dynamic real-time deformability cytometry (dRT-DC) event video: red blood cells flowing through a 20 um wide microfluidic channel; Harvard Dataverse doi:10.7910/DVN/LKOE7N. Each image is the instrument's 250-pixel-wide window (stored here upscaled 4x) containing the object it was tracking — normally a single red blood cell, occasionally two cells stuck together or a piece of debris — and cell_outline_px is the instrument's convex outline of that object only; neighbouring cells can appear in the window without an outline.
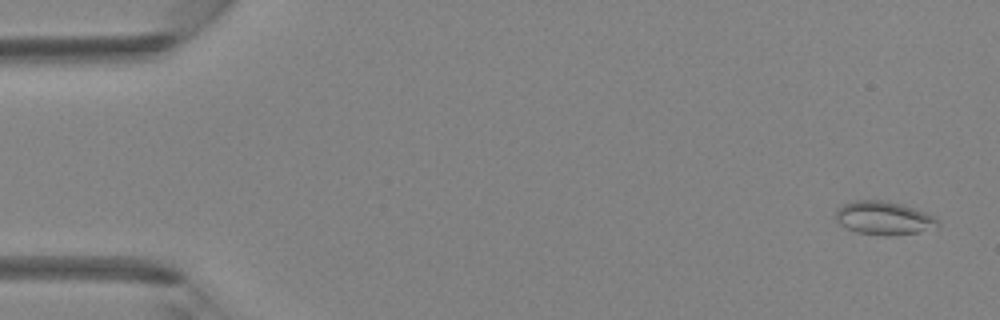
{"species": "Egyptian fruit bat (a non-hibernating species)", "species_latin": "Rousettus aegyptiacus", "temperature_condition": "room temperature", "stored_images_in_passage": 44, "camera_frame_rate_fps": 3000, "um_per_image_px": 0.085, "animal": {"sex": "female"}, "frame": {"image": 1, "passage_image": 2, "time_ms": 0.333, "image_size_px": [1000, 320], "cell_outline_px": [[940, 224], [936, 228], [916, 232], [888, 236], [856, 232], [840, 224], [836, 220], [836, 212], [844, 204], [852, 200], [884, 200], [900, 204], [924, 212], [940, 220]], "centroid_in_image_um": [75.13, 18.53], "position_along_channel_um": 9.9, "area_um2": 19.65}}
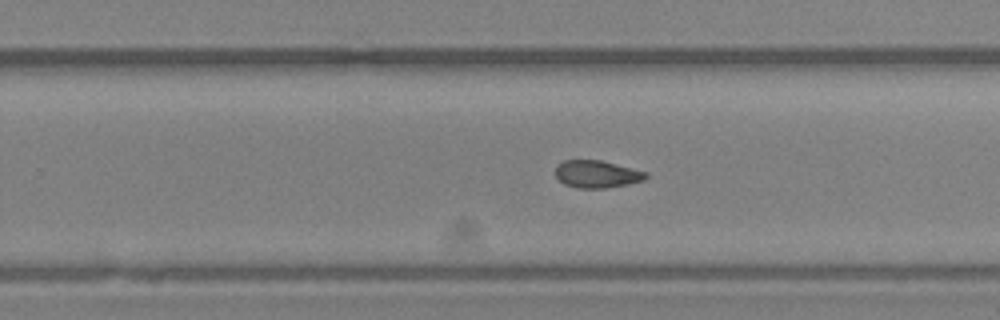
{"frame": {"image": 2, "passage_image": 28, "time_ms": 9.0, "image_size_px": [1000, 320], "cell_outline_px": [[648, 176], [644, 180], [628, 184], [604, 188], [576, 188], [564, 184], [556, 176], [556, 164], [564, 160], [600, 160], [648, 172]], "centroid_in_image_um": [50.73, 14.8], "position_along_channel_um": 279.1, "area_um2": 14.45}}
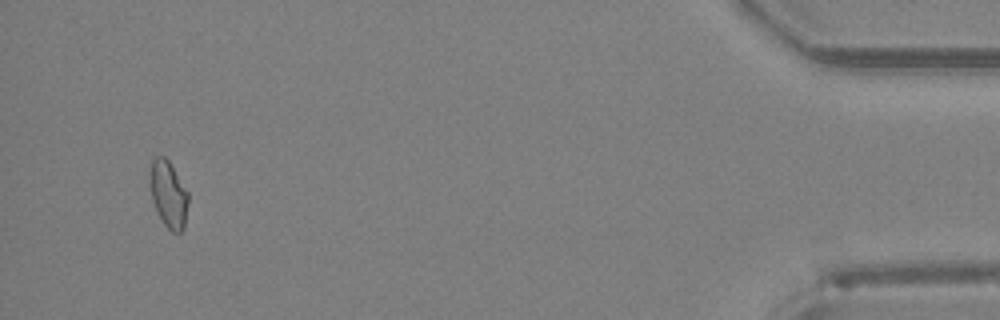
{"frame": {"image": 3, "passage_image": 42, "time_ms": 13.667, "image_size_px": [1000, 320], "cell_outline_px": [[188, 204], [184, 228], [180, 232], [172, 232], [164, 224], [152, 200], [152, 160], [156, 156], [164, 156], [168, 160], [188, 192]], "centroid_in_image_um": [14.36, 16.54], "position_along_channel_um": 420.8, "area_um2": 14.28}}